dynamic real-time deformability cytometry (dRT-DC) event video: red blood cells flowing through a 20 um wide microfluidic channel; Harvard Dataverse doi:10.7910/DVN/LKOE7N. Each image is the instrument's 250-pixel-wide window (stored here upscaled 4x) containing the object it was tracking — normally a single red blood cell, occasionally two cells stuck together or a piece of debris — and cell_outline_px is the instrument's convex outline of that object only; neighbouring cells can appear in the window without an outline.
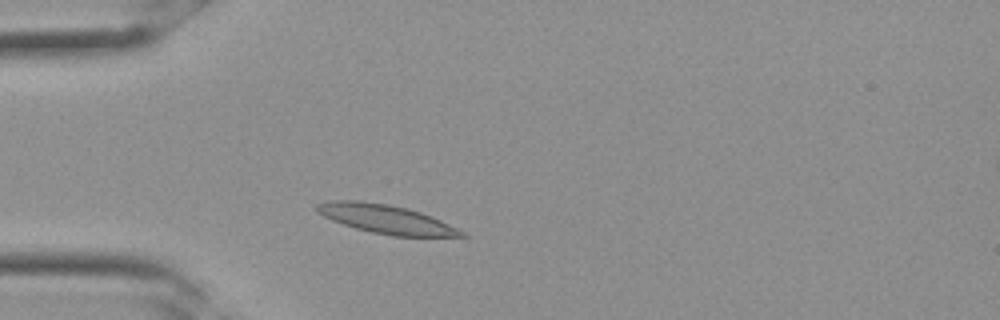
{"species": "Egyptian fruit bat (a non-hibernating species)", "species_latin": "Rousettus aegyptiacus", "temperature_condition": "room temperature", "stored_images_in_passage": 19, "camera_frame_rate_fps": 3000, "um_per_image_px": 0.085, "frame": {"image": 1, "passage_image": 3, "time_ms": 0.667, "image_size_px": [1000, 320], "cell_outline_px": [[448, 236], [404, 236], [380, 232], [364, 228], [340, 220], [348, 204], [372, 204], [396, 208], [412, 212], [424, 216], [440, 224]], "centroid_in_image_um": [33.27, 18.77], "position_along_channel_um": 51.7, "area_um2": 16.13}}
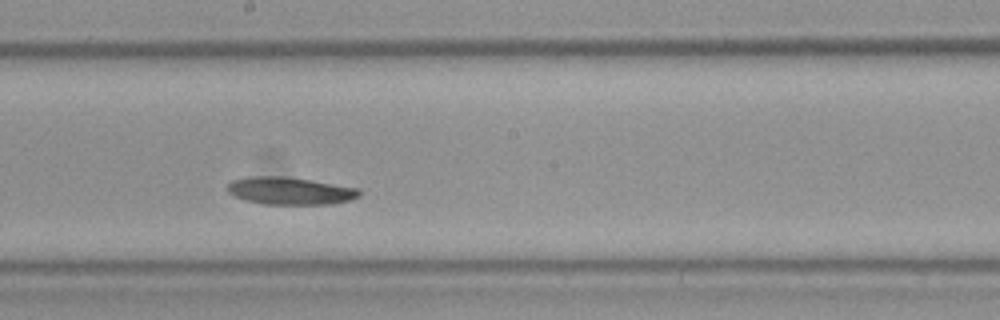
{"frame": {"image": 2, "passage_image": 12, "time_ms": 3.667, "image_size_px": [1000, 320], "cell_outline_px": [[356, 192], [352, 196], [336, 200], [260, 200], [248, 196], [232, 188], [236, 184], [244, 180], [300, 180], [344, 188]], "centroid_in_image_um": [24.74, 16.19], "position_along_channel_um": 223.5, "area_um2": 13.99}}
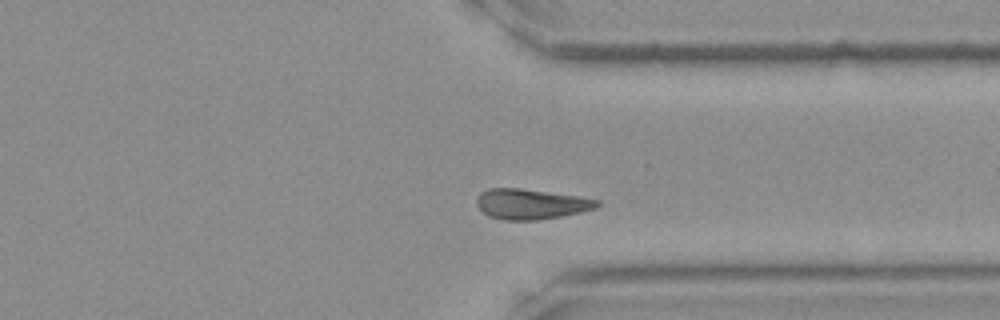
{"frame": {"image": 3, "passage_image": 19, "time_ms": 6.0, "image_size_px": [1000, 320], "cell_outline_px": [[596, 204], [584, 208], [552, 216], [496, 216], [488, 212], [484, 208], [488, 192], [504, 188], [588, 200]], "centroid_in_image_um": [45.11, 17.31], "position_along_channel_um": 366.3, "area_um2": 15.55}}